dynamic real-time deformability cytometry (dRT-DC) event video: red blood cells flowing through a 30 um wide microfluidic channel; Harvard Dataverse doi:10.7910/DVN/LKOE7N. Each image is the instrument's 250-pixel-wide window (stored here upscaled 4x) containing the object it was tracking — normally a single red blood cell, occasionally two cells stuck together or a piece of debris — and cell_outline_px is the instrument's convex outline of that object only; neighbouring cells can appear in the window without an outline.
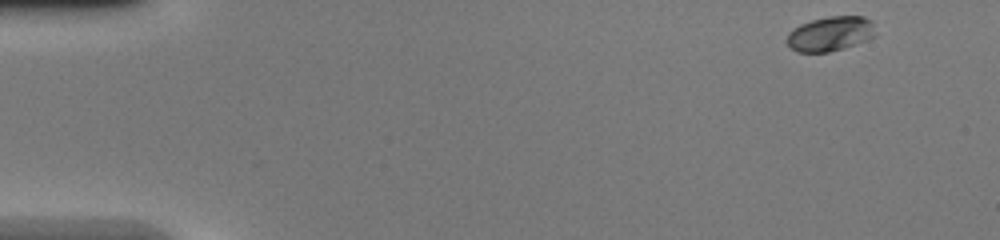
{"species": "common noctule bat (a hibernating species)", "species_latin": "Nyctalus noctula", "temperature_condition": "warm", "stored_images_in_passage": 2, "camera_frame_rate_fps": 3000, "um_per_image_px": 0.085, "animal": {"sex": "female", "body_mass_g": 20.0, "forearm_length_mm": 54.0}, "frame": {"image": 1, "passage_image": 1, "time_ms": 0.0, "image_size_px": [1000, 240], "cell_outline_px": [[872, 36], [864, 40], [844, 48], [828, 52], [796, 52], [784, 40], [788, 32], [792, 28], [800, 24], [812, 20], [828, 16], [864, 16], [872, 20]], "centroid_in_image_um": [70.48, 2.86], "position_along_channel_um": 14.5, "area_um2": 17.74}}